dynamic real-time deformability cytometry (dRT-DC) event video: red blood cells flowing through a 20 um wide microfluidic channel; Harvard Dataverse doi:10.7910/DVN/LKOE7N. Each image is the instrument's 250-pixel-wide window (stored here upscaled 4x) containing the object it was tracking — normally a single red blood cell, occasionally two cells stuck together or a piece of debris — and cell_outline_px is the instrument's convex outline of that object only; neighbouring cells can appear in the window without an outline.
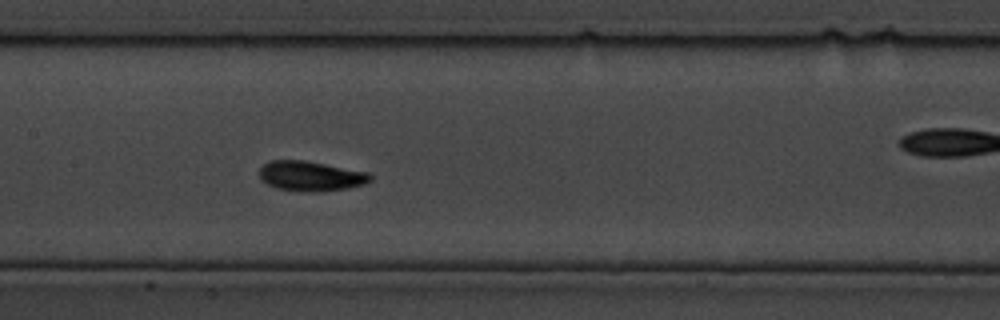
{"species": "common noctule bat (a hibernating species)", "species_latin": "Nyctalus noctula", "temperature_condition": "cold", "stored_images_in_passage": 24, "camera_frame_rate_fps": 3000, "um_per_image_px": 0.085, "animal": {"sex": "male", "body_mass_g": 19.5, "forearm_length_mm": 54.6}, "frame": {"image": 1, "passage_image": 11, "time_ms": 3.333, "image_size_px": [1000, 320], "cell_outline_px": [[372, 180], [364, 184], [348, 188], [276, 188], [260, 180], [260, 168], [264, 164], [272, 160], [304, 160], [368, 172], [372, 176]], "centroid_in_image_um": [26.41, 14.89], "position_along_channel_um": 181.0, "area_um2": 18.15}}
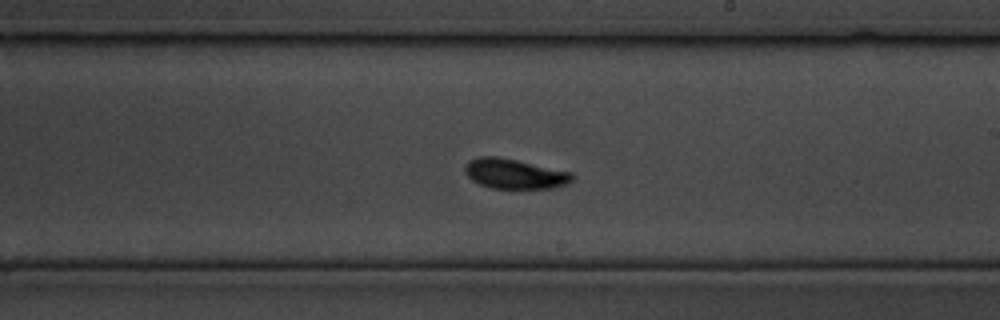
{"frame": {"image": 2, "passage_image": 14, "time_ms": 4.333, "image_size_px": [1000, 320], "cell_outline_px": [[572, 180], [568, 184], [552, 188], [492, 188], [480, 184], [472, 180], [464, 172], [464, 168], [468, 160], [480, 156], [496, 156], [516, 160], [572, 172]], "centroid_in_image_um": [43.71, 14.77], "position_along_channel_um": 245.3, "area_um2": 18.61}}